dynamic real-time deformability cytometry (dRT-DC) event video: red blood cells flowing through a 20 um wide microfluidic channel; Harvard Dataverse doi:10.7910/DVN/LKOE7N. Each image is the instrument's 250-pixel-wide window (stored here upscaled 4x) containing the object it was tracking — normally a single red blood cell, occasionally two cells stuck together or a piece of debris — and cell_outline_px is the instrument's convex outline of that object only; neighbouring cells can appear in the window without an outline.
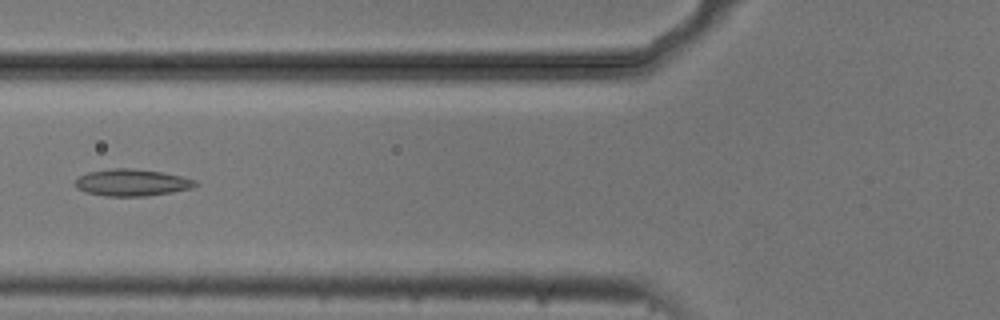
{"species": "common noctule bat (a hibernating species)", "species_latin": "Nyctalus noctula", "temperature_condition": "cold", "stored_images_in_passage": 5, "camera_frame_rate_fps": 3000, "um_per_image_px": 0.085, "animal": {"sex": "male", "body_mass_g": 20.5, "forearm_length_mm": 52.5}, "frame": {"image": 1, "passage_image": 5, "time_ms": 1.333, "image_size_px": [1000, 320], "cell_outline_px": [[200, 184], [192, 188], [172, 192], [148, 196], [104, 196], [84, 192], [76, 188], [76, 180], [80, 176], [88, 172], [112, 168], [132, 168], [160, 172], [180, 176], [196, 180]], "centroid_in_image_um": [11.22, 15.52], "position_along_channel_um": 114.6, "area_um2": 18.84}}